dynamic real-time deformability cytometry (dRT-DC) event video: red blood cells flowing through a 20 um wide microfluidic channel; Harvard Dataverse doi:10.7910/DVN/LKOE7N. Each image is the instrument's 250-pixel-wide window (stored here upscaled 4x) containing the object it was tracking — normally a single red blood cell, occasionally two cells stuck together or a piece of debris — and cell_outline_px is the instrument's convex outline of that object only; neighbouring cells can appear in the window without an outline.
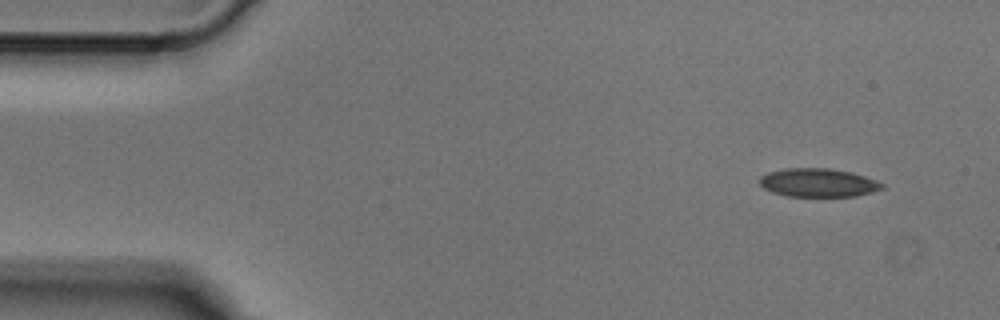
{"species": "Egyptian fruit bat (a non-hibernating species)", "species_latin": "Rousettus aegyptiacus", "temperature_condition": "cold", "stored_images_in_passage": 4, "camera_frame_rate_fps": 3000, "um_per_image_px": 0.085, "animal": {"sex": "male"}, "frame": {"image": 1, "passage_image": 1, "time_ms": 0.0, "image_size_px": [1000, 320], "cell_outline_px": [[884, 188], [872, 192], [856, 196], [788, 196], [772, 192], [764, 188], [760, 184], [760, 176], [768, 172], [784, 168], [828, 168], [852, 172], [876, 180], [884, 184]], "centroid_in_image_um": [69.55, 15.52], "position_along_channel_um": 15.5, "area_um2": 20.35}}
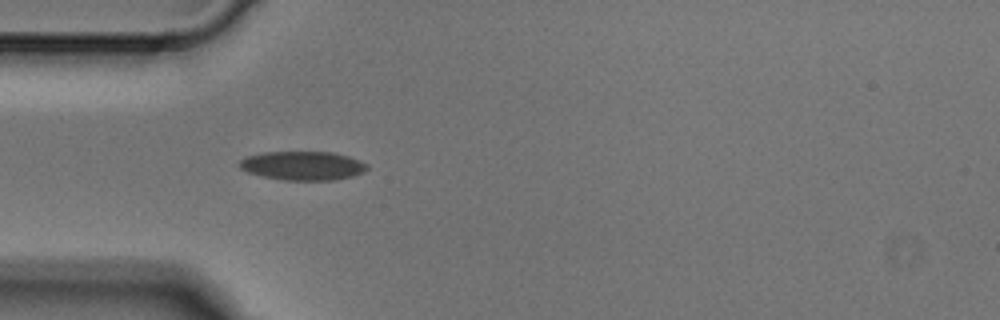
{"frame": {"image": 2, "passage_image": 4, "time_ms": 1.0, "image_size_px": [1000, 320], "cell_outline_px": [[368, 168], [364, 172], [352, 176], [336, 180], [284, 180], [264, 176], [248, 172], [240, 168], [236, 164], [240, 160], [248, 156], [264, 152], [332, 152], [348, 156], [368, 164]], "centroid_in_image_um": [25.74, 14.08], "position_along_channel_um": 59.3, "area_um2": 21.44}}